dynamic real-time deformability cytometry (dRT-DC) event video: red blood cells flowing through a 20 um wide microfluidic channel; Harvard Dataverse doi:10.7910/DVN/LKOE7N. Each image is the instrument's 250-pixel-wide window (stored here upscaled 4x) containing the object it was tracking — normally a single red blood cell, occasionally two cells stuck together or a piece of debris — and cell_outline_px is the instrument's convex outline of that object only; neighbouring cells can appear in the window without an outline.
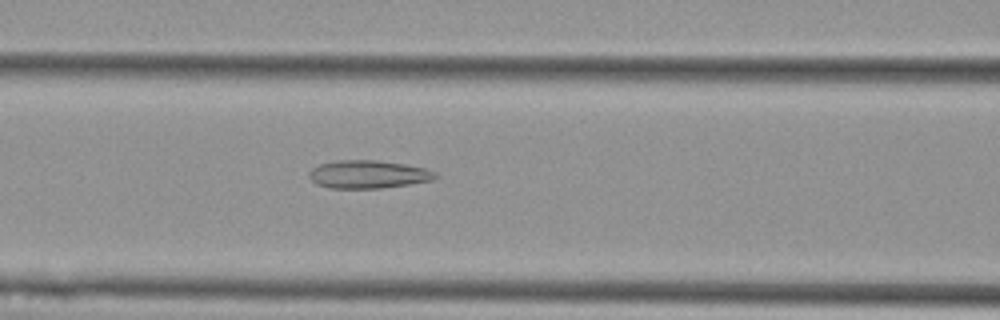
{"species": "Egyptian fruit bat (a non-hibernating species)", "species_latin": "Rousettus aegyptiacus", "temperature_condition": "cold", "stored_images_in_passage": 28, "camera_frame_rate_fps": 3000, "um_per_image_px": 0.085, "animal": {"sex": "female"}, "frame": {"image": 1, "passage_image": 7, "time_ms": 2.0, "image_size_px": [1000, 320], "cell_outline_px": [[440, 176], [432, 180], [408, 184], [380, 188], [328, 188], [316, 184], [308, 176], [308, 172], [312, 168], [320, 164], [336, 160], [376, 160], [404, 164], [424, 168], [436, 172]], "centroid_in_image_um": [31.27, 14.82], "position_along_channel_um": 135.3, "area_um2": 20.63}}
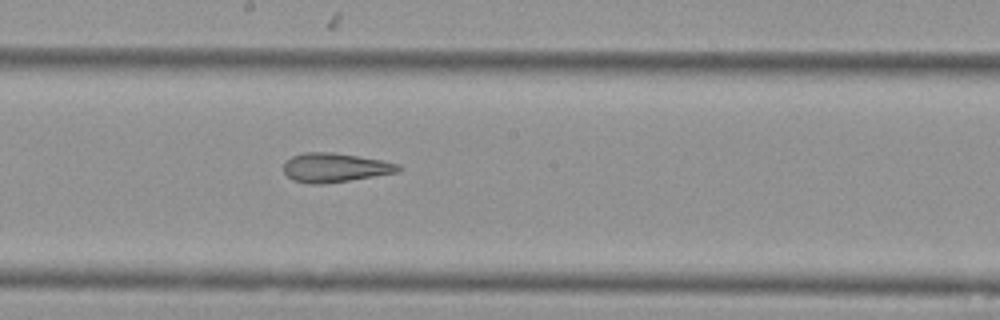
{"frame": {"image": 2, "passage_image": 14, "time_ms": 4.333, "image_size_px": [1000, 320], "cell_outline_px": [[404, 168], [400, 172], [348, 180], [320, 184], [308, 184], [292, 180], [284, 172], [284, 160], [292, 156], [304, 152], [332, 152], [380, 160], [400, 164]], "centroid_in_image_um": [28.46, 14.24], "position_along_channel_um": 219.7, "area_um2": 19.48}}
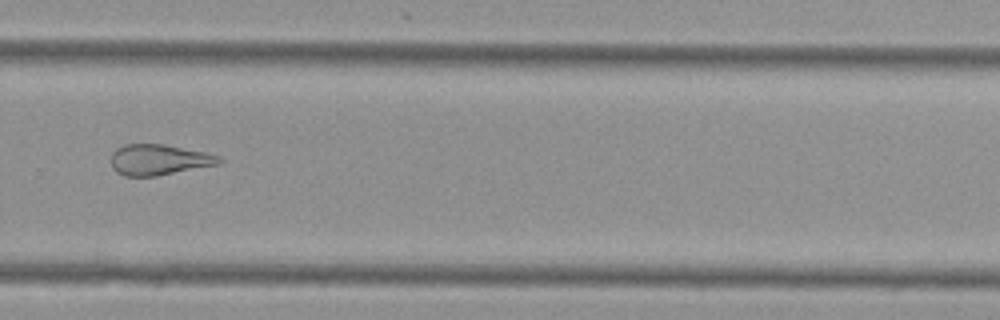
{"frame": {"image": 3, "passage_image": 22, "time_ms": 7.0, "image_size_px": [1000, 320], "cell_outline_px": [[224, 160], [220, 164], [156, 176], [124, 176], [116, 172], [112, 168], [112, 152], [116, 148], [124, 144], [164, 144], [204, 152], [220, 156]], "centroid_in_image_um": [13.51, 13.58], "position_along_channel_um": 316.3, "area_um2": 19.42}, "authors_computed_cell_mechanics": {"area_um2": 19.5364, "velocity_mm_per_s": 3.6324, "shape_relaxation_time_tau1_ms": null, "shape_relaxation_time_tau2_ms": 2.6005, "deformation_change_tau1": null, "deformation_change_tau2": 0.1147}}